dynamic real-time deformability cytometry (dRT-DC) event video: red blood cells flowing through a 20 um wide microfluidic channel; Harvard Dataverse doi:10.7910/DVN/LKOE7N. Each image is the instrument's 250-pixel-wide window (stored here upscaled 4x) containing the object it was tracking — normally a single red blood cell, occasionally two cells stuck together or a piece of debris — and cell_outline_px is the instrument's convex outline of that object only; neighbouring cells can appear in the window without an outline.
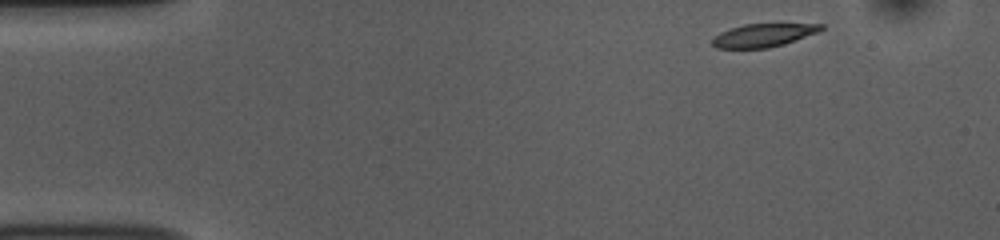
{"species": "common noctule bat (a hibernating species)", "species_latin": "Nyctalus noctula", "temperature_condition": "room temperature", "stored_images_in_passage": 48, "camera_frame_rate_fps": 3000, "um_per_image_px": 0.085, "animal": {"sex": "female", "body_mass_g": 10.0, "forearm_length_mm": 53.1}, "frame": {"image": 1, "passage_image": 1, "time_ms": 0.0, "image_size_px": [1000, 240], "cell_outline_px": [[824, 28], [820, 32], [784, 44], [768, 48], [716, 48], [712, 44], [712, 40], [720, 32], [744, 24], [824, 24]], "centroid_in_image_um": [64.92, 3.0], "position_along_channel_um": 20.1, "area_um2": 14.62}}
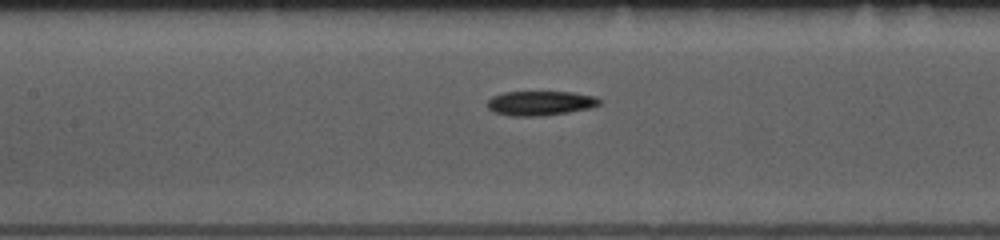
{"frame": {"image": 2, "passage_image": 19, "time_ms": 6.0, "image_size_px": [1000, 240], "cell_outline_px": [[600, 104], [588, 108], [568, 112], [536, 116], [512, 116], [496, 112], [488, 108], [488, 100], [492, 96], [504, 92], [572, 92], [596, 96], [600, 100]], "centroid_in_image_um": [45.92, 8.76], "position_along_channel_um": 161.5, "area_um2": 15.78}}
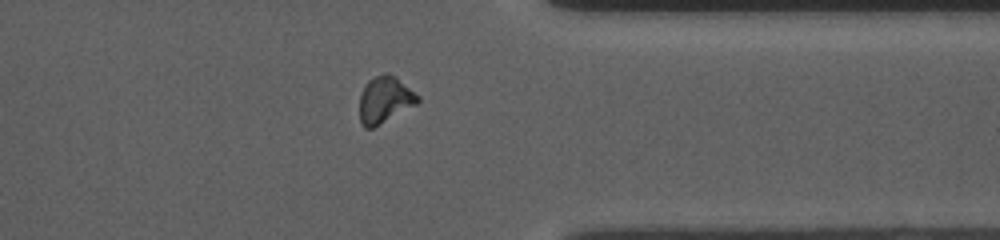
{"frame": {"image": 3, "passage_image": 37, "time_ms": 12.0, "image_size_px": [1000, 240], "cell_outline_px": [[420, 100], [416, 104], [372, 128], [364, 128], [360, 124], [360, 92], [368, 80], [384, 72], [388, 72], [396, 76], [420, 96]], "centroid_in_image_um": [32.7, 8.45], "position_along_channel_um": 378.7, "area_um2": 15.84}, "authors_computed_cell_mechanics": {"area_um2": 15.6349, "velocity_mm_per_s": 3.7434, "shape_relaxation_time_tau1_ms": 9.2306, "shape_relaxation_time_tau2_ms": 3.2324, "deformation_change_tau1": 0.2335, "deformation_change_tau2": 0.0998}}